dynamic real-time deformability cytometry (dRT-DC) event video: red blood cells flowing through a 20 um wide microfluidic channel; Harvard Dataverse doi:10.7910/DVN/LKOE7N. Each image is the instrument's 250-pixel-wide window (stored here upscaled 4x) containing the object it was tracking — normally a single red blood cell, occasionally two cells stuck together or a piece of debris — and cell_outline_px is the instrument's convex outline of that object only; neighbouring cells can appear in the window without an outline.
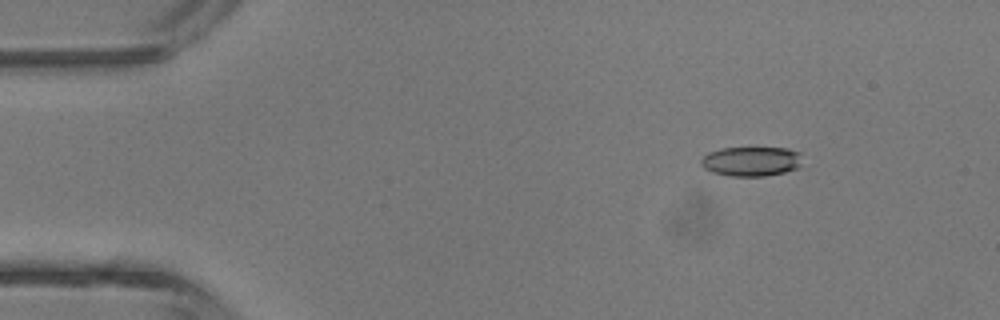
{"species": "common noctule bat (a hibernating species)", "species_latin": "Nyctalus noctula", "temperature_condition": "room temperature", "stored_images_in_passage": 5, "camera_frame_rate_fps": 3000, "um_per_image_px": 0.085, "animal": {"sex": "male", "body_mass_g": 13.3}, "frame": {"image": 1, "passage_image": 2, "time_ms": 1.0, "image_size_px": [1000, 320], "cell_outline_px": [[800, 168], [784, 172], [764, 176], [732, 176], [712, 172], [704, 168], [700, 164], [700, 160], [708, 152], [720, 148], [788, 148], [800, 152]], "centroid_in_image_um": [63.85, 13.71], "position_along_channel_um": 21.2, "area_um2": 17.51}}
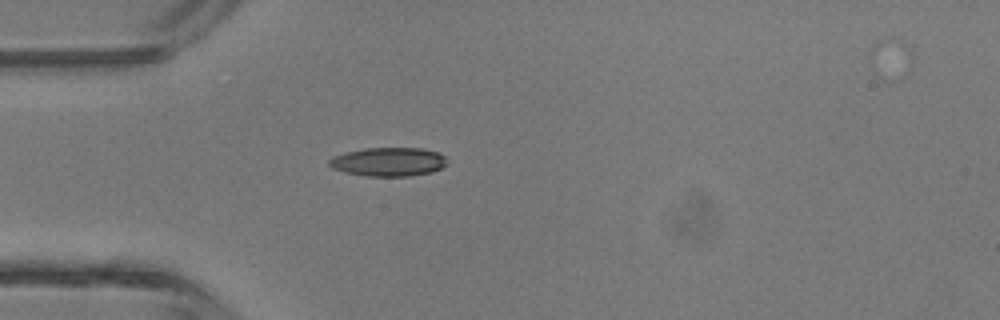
{"frame": {"image": 2, "passage_image": 4, "time_ms": 3.333, "image_size_px": [1000, 320], "cell_outline_px": [[444, 164], [440, 168], [432, 172], [408, 176], [364, 176], [344, 172], [332, 168], [328, 164], [328, 160], [332, 156], [344, 152], [364, 148], [424, 148], [440, 152], [444, 156]], "centroid_in_image_um": [32.96, 13.74], "position_along_channel_um": 52.0, "area_um2": 19.88}}